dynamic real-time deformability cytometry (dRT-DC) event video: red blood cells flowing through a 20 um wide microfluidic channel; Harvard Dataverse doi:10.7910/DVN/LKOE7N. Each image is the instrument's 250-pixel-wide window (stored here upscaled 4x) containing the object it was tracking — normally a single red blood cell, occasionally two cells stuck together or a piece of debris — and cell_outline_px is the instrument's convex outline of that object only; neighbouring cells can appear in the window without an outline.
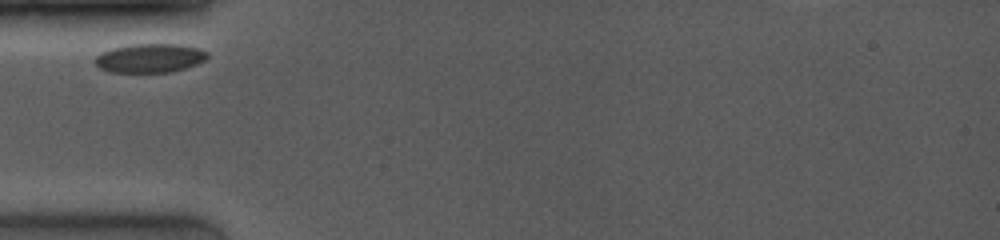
{"species": "common noctule bat (a hibernating species)", "species_latin": "Nyctalus noctula", "temperature_condition": "room temperature", "stored_images_in_passage": 24, "camera_frame_rate_fps": 4000, "um_per_image_px": 0.085, "animal": {"sex": "female", "body_mass_g": 19.0, "forearm_length_mm": 53.3}, "frame": {"image": 1, "passage_image": 1, "time_ms": 0.0, "image_size_px": [1000, 240], "cell_outline_px": [[208, 56], [204, 60], [196, 64], [172, 72], [108, 72], [100, 68], [92, 60], [100, 52], [112, 48], [128, 44], [180, 44], [200, 48], [208, 52]], "centroid_in_image_um": [12.7, 4.93], "position_along_channel_um": 72.3, "area_um2": 19.13}}
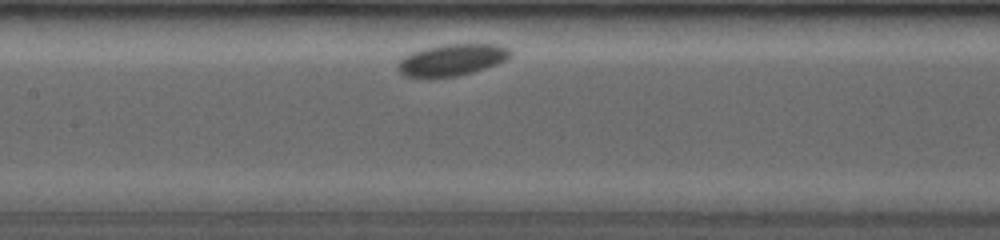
{"frame": {"image": 2, "passage_image": 8, "time_ms": 2.75, "image_size_px": [1000, 240], "cell_outline_px": [[512, 56], [508, 60], [472, 72], [456, 76], [432, 80], [420, 80], [404, 76], [396, 68], [396, 64], [404, 56], [412, 52], [424, 48], [444, 44], [500, 44], [512, 48]], "centroid_in_image_um": [38.38, 5.12], "position_along_channel_um": 169.0, "area_um2": 21.68}}
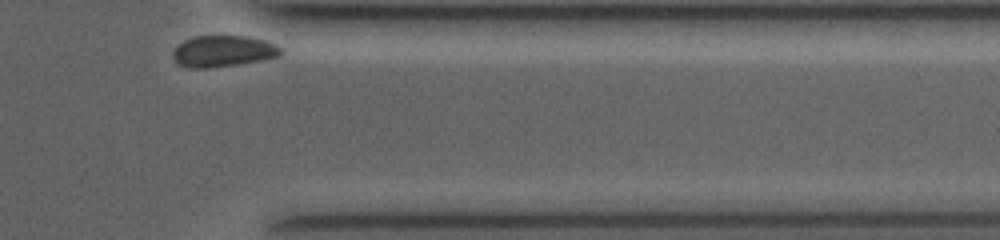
{"frame": {"image": 3, "passage_image": 24, "time_ms": 9.0, "image_size_px": [1000, 240], "cell_outline_px": [[284, 52], [280, 56], [260, 60], [236, 64], [204, 68], [188, 68], [180, 64], [172, 56], [172, 52], [184, 40], [196, 36], [248, 36], [264, 40], [276, 44]], "centroid_in_image_um": [18.99, 4.34], "position_along_channel_um": 392.4, "area_um2": 19.48}}